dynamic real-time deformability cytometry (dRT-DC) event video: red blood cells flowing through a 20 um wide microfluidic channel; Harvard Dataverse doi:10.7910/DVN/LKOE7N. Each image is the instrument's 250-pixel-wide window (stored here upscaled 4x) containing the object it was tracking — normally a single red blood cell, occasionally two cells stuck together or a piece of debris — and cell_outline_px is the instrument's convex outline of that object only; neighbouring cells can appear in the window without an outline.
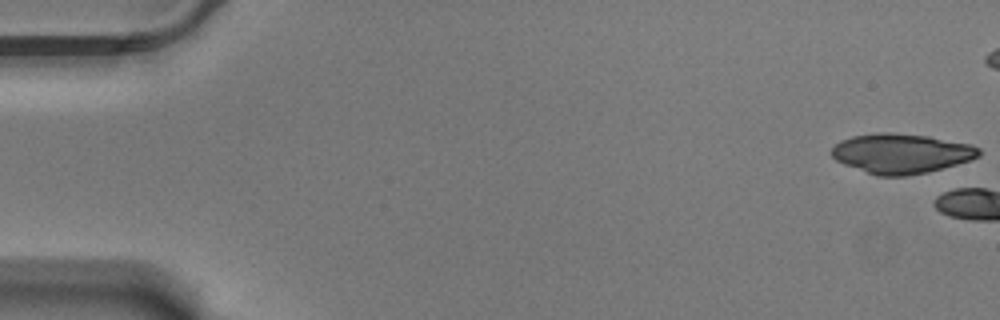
{"species": "Egyptian fruit bat (a non-hibernating species)", "species_latin": "Rousettus aegyptiacus", "temperature_condition": "warm", "stored_images_in_passage": 4, "camera_frame_rate_fps": 3000, "um_per_image_px": 0.085, "animal": {"sex": "male"}, "frame": {"image": 1, "passage_image": 1, "time_ms": 0.0, "image_size_px": [1000, 320], "cell_outline_px": [[980, 156], [972, 160], [928, 172], [908, 176], [876, 176], [844, 164], [836, 160], [832, 156], [832, 148], [840, 140], [852, 136], [880, 132], [888, 132], [928, 136], [972, 144], [980, 148]], "centroid_in_image_um": [76.63, 13.05], "position_along_channel_um": 8.4, "area_um2": 34.28}}